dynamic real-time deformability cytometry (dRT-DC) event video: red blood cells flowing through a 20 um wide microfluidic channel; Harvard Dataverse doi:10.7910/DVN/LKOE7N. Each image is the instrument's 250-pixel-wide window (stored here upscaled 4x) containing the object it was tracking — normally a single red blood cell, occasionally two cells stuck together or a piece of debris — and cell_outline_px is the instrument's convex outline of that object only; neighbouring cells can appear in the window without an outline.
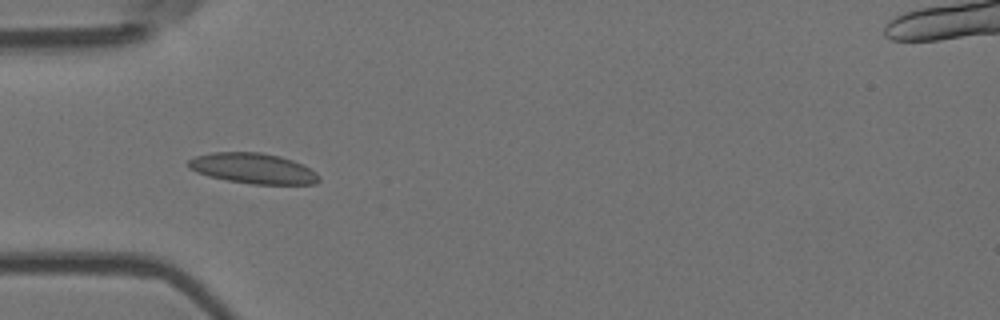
{"species": "Egyptian fruit bat (a non-hibernating species)", "species_latin": "Rousettus aegyptiacus", "temperature_condition": "room temperature", "stored_images_in_passage": 6, "camera_frame_rate_fps": 3000, "um_per_image_px": 0.085, "animal": {"sex": "female"}, "frame": {"image": 1, "passage_image": 5, "time_ms": 1.333, "image_size_px": [1000, 320], "cell_outline_px": [[320, 180], [316, 184], [252, 184], [228, 180], [208, 176], [196, 172], [188, 168], [184, 164], [188, 160], [196, 156], [212, 152], [260, 152], [280, 156], [304, 164], [316, 172], [320, 176]], "centroid_in_image_um": [21.5, 14.31], "position_along_channel_um": 63.5, "area_um2": 23.41}}
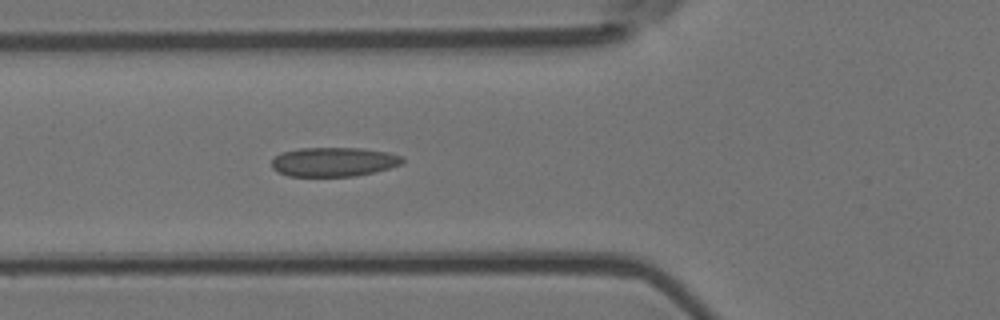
{"frame": {"image": 2, "passage_image": 6, "time_ms": 1.667, "image_size_px": [1000, 320], "cell_outline_px": [[404, 160], [400, 164], [388, 168], [356, 176], [288, 176], [276, 172], [272, 168], [272, 160], [280, 152], [300, 148], [364, 148], [388, 152], [400, 156]], "centroid_in_image_um": [28.31, 13.75], "position_along_channel_um": 97.5, "area_um2": 22.25}}